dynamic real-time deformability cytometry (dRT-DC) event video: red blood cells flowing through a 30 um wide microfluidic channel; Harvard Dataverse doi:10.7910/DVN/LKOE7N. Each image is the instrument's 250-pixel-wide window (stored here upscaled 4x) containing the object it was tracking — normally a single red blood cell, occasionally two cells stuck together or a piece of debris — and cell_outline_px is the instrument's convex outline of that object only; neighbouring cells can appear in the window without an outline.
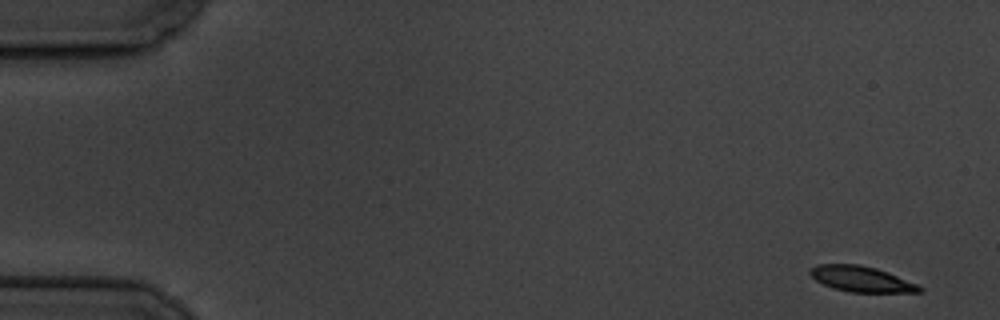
{"species": "common noctule bat (a hibernating species)", "species_latin": "Nyctalus noctula", "temperature_condition": "cold", "stored_images_in_passage": 56, "camera_frame_rate_fps": 3000, "um_per_image_px": 0.085, "animal": {"sex": "male", "body_mass_g": 19.5, "forearm_length_mm": 54.6}, "frame": {"image": 1, "passage_image": 1, "time_ms": 0.0, "image_size_px": [1000, 320], "cell_outline_px": [[924, 288], [920, 292], [848, 292], [832, 288], [816, 280], [808, 272], [816, 264], [860, 264], [876, 268], [888, 272], [916, 284]], "centroid_in_image_um": [73.19, 23.71], "position_along_channel_um": 11.8, "area_um2": 16.24}}
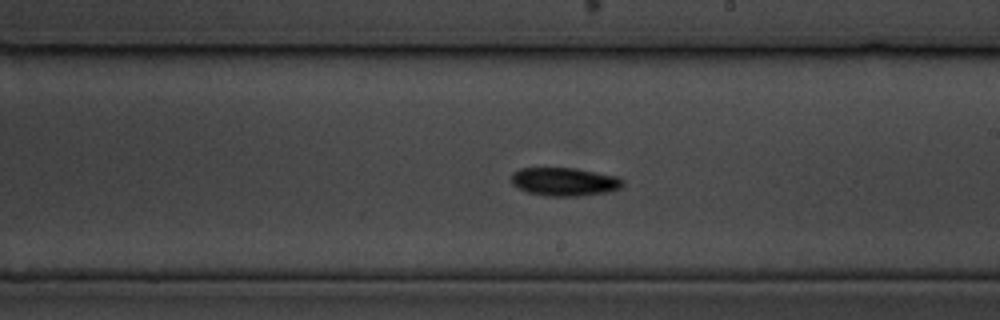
{"frame": {"image": 2, "passage_image": 32, "time_ms": 10.333, "image_size_px": [1000, 320], "cell_outline_px": [[624, 184], [620, 188], [608, 192], [580, 196], [548, 196], [528, 192], [516, 188], [512, 184], [512, 172], [520, 168], [576, 168], [616, 176], [624, 180]], "centroid_in_image_um": [47.97, 15.44], "position_along_channel_um": 241.0, "area_um2": 18.5}}
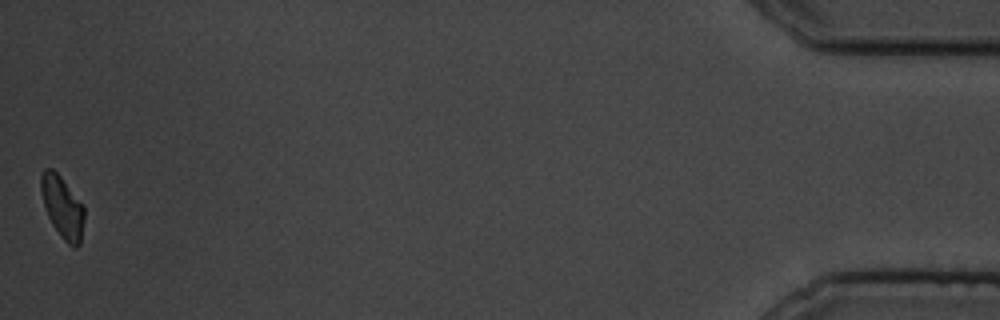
{"frame": {"image": 3, "passage_image": 56, "time_ms": 18.333, "image_size_px": [1000, 320], "cell_outline_px": [[84, 220], [80, 244], [76, 248], [72, 248], [64, 240], [52, 224], [48, 216], [44, 204], [40, 188], [40, 176], [44, 168], [52, 168], [60, 176], [84, 204]], "centroid_in_image_um": [5.32, 17.6], "position_along_channel_um": 429.9, "area_um2": 15.72}, "authors_computed_cell_mechanics": {"area_um2": 17.1377, "velocity_mm_per_s": 3.4864, "shape_relaxation_time_tau1_ms": 2.0183, "shape_relaxation_time_tau2_ms": null, "deformation_change_tau1": 0.1326, "deformation_change_tau2": null}}